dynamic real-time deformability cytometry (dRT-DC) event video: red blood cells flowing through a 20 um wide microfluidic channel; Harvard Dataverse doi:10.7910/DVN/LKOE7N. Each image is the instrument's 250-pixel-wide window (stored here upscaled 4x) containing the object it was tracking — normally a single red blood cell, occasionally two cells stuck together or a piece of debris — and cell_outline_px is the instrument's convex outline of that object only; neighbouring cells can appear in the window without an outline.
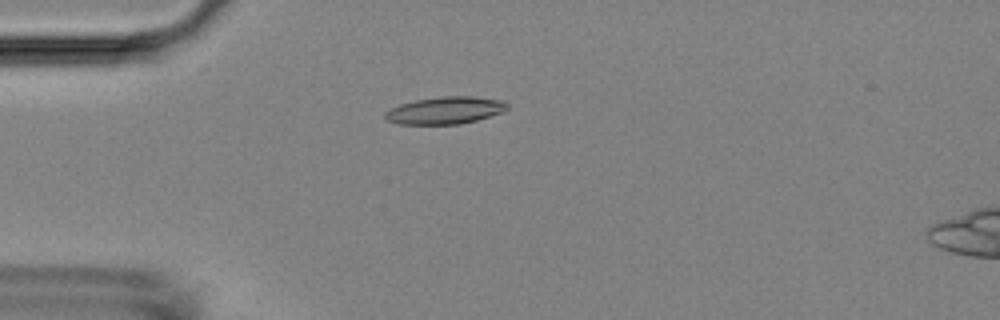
{"species": "Egyptian fruit bat (a non-hibernating species)", "species_latin": "Rousettus aegyptiacus", "temperature_condition": "room temperature", "stored_images_in_passage": 54, "camera_frame_rate_fps": 3000, "um_per_image_px": 0.085, "animal": {"sex": "female"}, "frame": {"image": 1, "passage_image": 15, "time_ms": 4.667, "image_size_px": [1000, 320], "cell_outline_px": [[508, 108], [504, 112], [476, 120], [460, 124], [400, 124], [388, 120], [384, 116], [384, 112], [400, 104], [416, 100], [440, 96], [472, 96], [500, 100], [508, 104]], "centroid_in_image_um": [37.85, 9.38], "position_along_channel_um": 47.1, "area_um2": 19.31}}
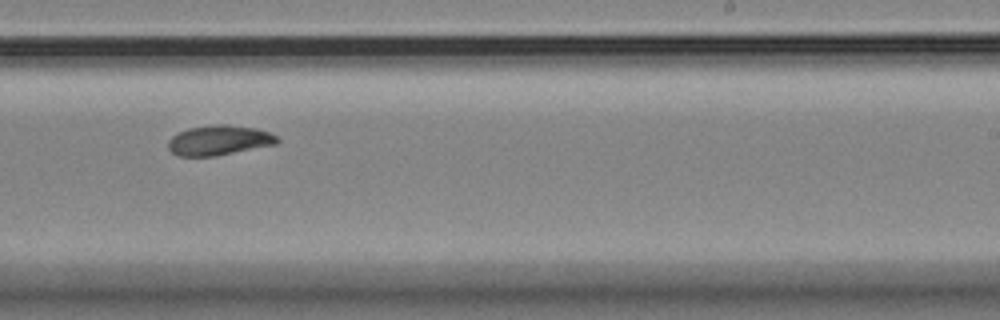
{"frame": {"image": 2, "passage_image": 34, "time_ms": 11.0, "image_size_px": [1000, 320], "cell_outline_px": [[280, 140], [276, 144], [216, 156], [176, 156], [168, 148], [168, 140], [172, 136], [188, 128], [212, 124], [228, 124], [256, 128], [268, 132], [276, 136]], "centroid_in_image_um": [18.6, 11.92], "position_along_channel_um": 270.4, "area_um2": 19.07}}
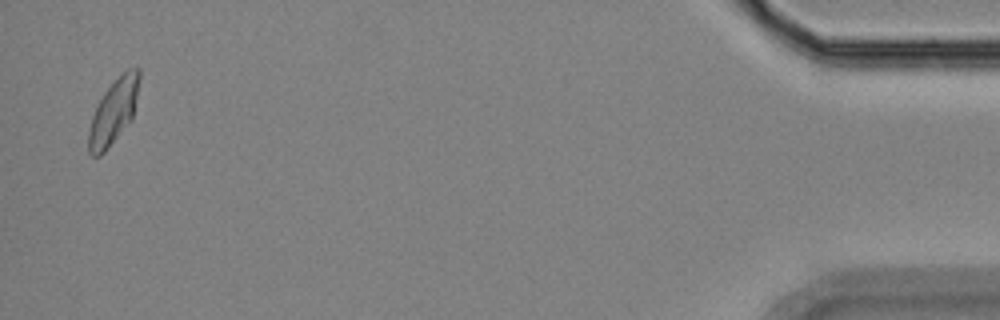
{"frame": {"image": 3, "passage_image": 53, "time_ms": 17.333, "image_size_px": [1000, 320], "cell_outline_px": [[140, 80], [132, 120], [104, 152], [100, 156], [92, 156], [88, 152], [88, 132], [92, 116], [104, 92], [128, 68], [140, 68]], "centroid_in_image_um": [9.66, 9.51], "position_along_channel_um": 425.5, "area_um2": 18.84}, "authors_computed_cell_mechanics": {"area_um2": 18.8717, "velocity_mm_per_s": 3.7575, "shape_relaxation_time_tau1_ms": 2.9426, "shape_relaxation_time_tau2_ms": 4.878, "deformation_change_tau1": 0.1046, "deformation_change_tau2": 0.0908}}